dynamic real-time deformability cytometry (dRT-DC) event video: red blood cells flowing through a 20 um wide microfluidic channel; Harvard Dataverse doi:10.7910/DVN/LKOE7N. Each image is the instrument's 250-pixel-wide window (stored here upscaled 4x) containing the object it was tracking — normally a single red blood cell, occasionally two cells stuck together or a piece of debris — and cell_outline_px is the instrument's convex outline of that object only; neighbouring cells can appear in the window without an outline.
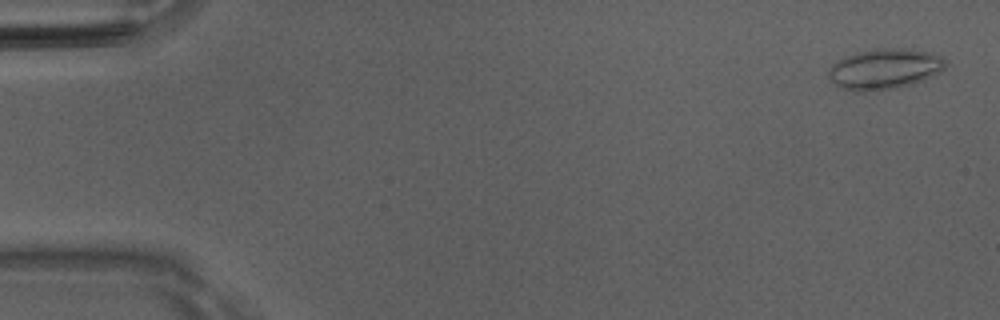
{"species": "Egyptian fruit bat (a non-hibernating species)", "species_latin": "Rousettus aegyptiacus", "temperature_condition": "room temperature", "stored_images_in_passage": 50, "camera_frame_rate_fps": 3000, "um_per_image_px": 0.085, "animal": {"sex": "male"}, "frame": {"image": 1, "passage_image": 2, "time_ms": 0.333, "image_size_px": [1000, 320], "cell_outline_px": [[948, 64], [940, 72], [924, 80], [912, 84], [896, 88], [864, 92], [852, 92], [840, 88], [832, 84], [828, 76], [828, 68], [836, 60], [844, 56], [856, 52], [876, 48], [908, 48], [928, 52], [944, 56]], "centroid_in_image_um": [75.16, 5.86], "position_along_channel_um": 9.8, "area_um2": 28.38}}
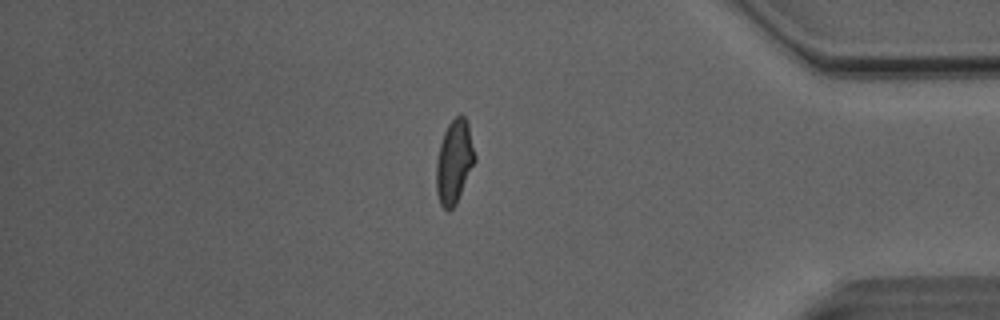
{"frame": {"image": 2, "passage_image": 43, "time_ms": 14.0, "image_size_px": [1000, 320], "cell_outline_px": [[476, 160], [456, 204], [448, 212], [440, 204], [436, 192], [436, 160], [440, 144], [444, 132], [448, 124], [460, 112], [464, 116], [468, 124], [476, 156]], "centroid_in_image_um": [38.61, 13.75], "position_along_channel_um": 396.6, "area_um2": 18.9}}
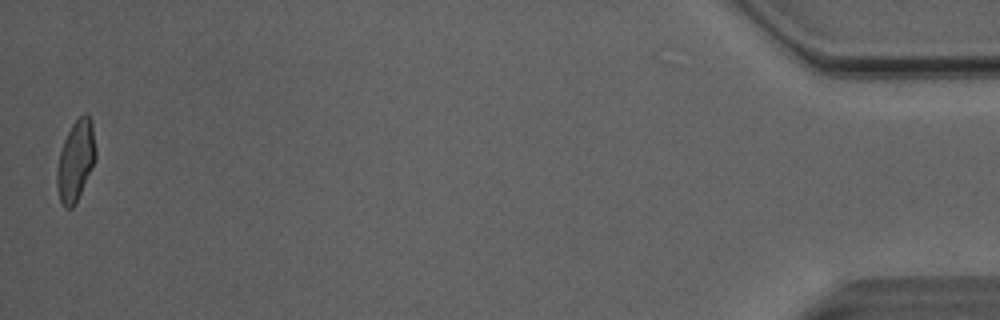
{"frame": {"image": 3, "passage_image": 50, "time_ms": 16.333, "image_size_px": [1000, 320], "cell_outline_px": [[96, 160], [76, 204], [72, 208], [64, 208], [60, 200], [56, 184], [56, 168], [60, 152], [64, 140], [72, 124], [84, 112], [88, 112], [92, 120], [96, 148]], "centroid_in_image_um": [6.45, 13.65], "position_along_channel_um": 428.8, "area_um2": 18.55}, "authors_computed_cell_mechanics": {"area_um2": 18.9006, "velocity_mm_per_s": 4.1043, "shape_relaxation_time_tau1_ms": 5.1002, "shape_relaxation_time_tau2_ms": 1.0068, "deformation_change_tau1": 0.152, "deformation_change_tau2": 0.0597}}